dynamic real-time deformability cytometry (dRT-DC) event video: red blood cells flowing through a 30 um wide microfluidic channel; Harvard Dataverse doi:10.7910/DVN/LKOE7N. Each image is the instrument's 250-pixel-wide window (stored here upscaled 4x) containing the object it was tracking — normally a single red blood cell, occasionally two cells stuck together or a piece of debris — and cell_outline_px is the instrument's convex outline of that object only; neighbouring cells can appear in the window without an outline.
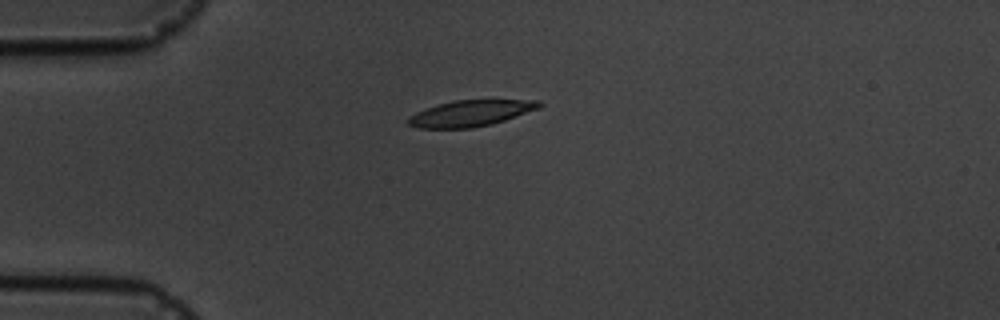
{"species": "common noctule bat (a hibernating species)", "species_latin": "Nyctalus noctula", "temperature_condition": "cold", "stored_images_in_passage": 1, "camera_frame_rate_fps": 3000, "um_per_image_px": 0.085, "animal": {"sex": "male", "body_mass_g": 19.5, "forearm_length_mm": 54.6}, "frame": {"image": 1, "passage_image": 1, "time_ms": 0.0, "image_size_px": [1000, 320], "cell_outline_px": [[544, 104], [540, 108], [492, 124], [472, 128], [420, 128], [408, 124], [408, 116], [416, 112], [452, 100], [540, 100]], "centroid_in_image_um": [40.03, 9.62], "position_along_channel_um": 45.0, "area_um2": 19.83}}